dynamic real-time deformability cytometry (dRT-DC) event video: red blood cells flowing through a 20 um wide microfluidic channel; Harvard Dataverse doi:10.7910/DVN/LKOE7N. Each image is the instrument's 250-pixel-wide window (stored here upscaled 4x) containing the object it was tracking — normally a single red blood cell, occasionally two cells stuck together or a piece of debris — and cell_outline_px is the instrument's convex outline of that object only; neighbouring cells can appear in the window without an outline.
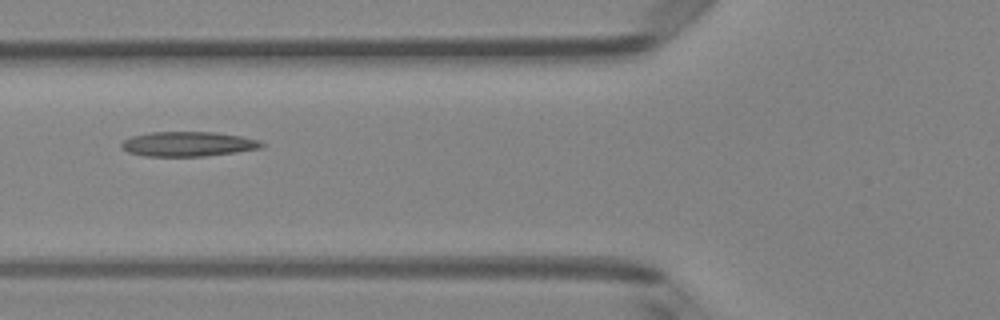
{"species": "Egyptian fruit bat (a non-hibernating species)", "species_latin": "Rousettus aegyptiacus", "temperature_condition": "room temperature", "stored_images_in_passage": 3, "camera_frame_rate_fps": 3000, "um_per_image_px": 0.085, "animal": {"sex": "female"}, "frame": {"image": 1, "passage_image": 3, "time_ms": 0.667, "image_size_px": [1000, 320], "cell_outline_px": [[264, 144], [260, 148], [236, 152], [204, 156], [144, 156], [128, 152], [120, 148], [120, 144], [124, 140], [132, 136], [152, 132], [216, 132], [240, 136], [260, 140]], "centroid_in_image_um": [15.96, 12.24], "position_along_channel_um": 109.8, "area_um2": 20.17}}